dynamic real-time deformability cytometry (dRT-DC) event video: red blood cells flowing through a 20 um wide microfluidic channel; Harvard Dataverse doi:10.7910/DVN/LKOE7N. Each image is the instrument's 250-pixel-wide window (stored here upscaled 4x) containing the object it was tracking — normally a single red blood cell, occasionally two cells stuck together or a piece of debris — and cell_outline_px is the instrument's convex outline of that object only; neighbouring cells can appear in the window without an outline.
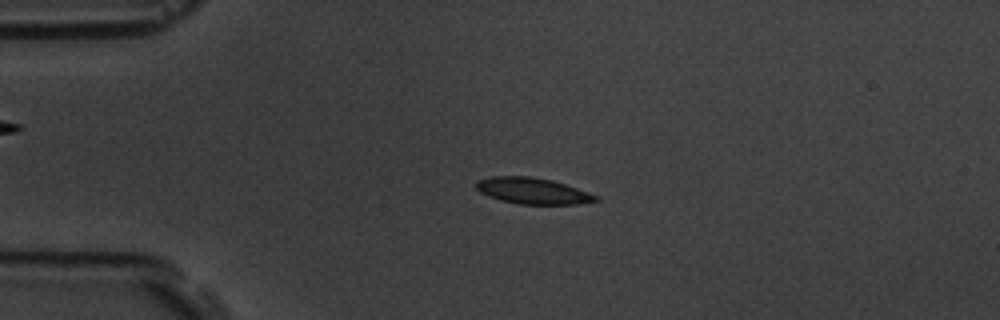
{"species": "common noctule bat (a hibernating species)", "species_latin": "Nyctalus noctula", "temperature_condition": "room temperature", "stored_images_in_passage": 4, "camera_frame_rate_fps": 3000, "um_per_image_px": 0.085, "animal": {"sex": "male", "body_mass_g": 19.5, "forearm_length_mm": 54.6}, "frame": {"image": 1, "passage_image": 3, "time_ms": 2.333, "image_size_px": [1000, 320], "cell_outline_px": [[600, 200], [576, 204], [520, 204], [500, 200], [488, 196], [480, 192], [476, 188], [476, 180], [492, 176], [532, 176], [552, 180], [600, 196]], "centroid_in_image_um": [45.26, 16.22], "position_along_channel_um": 39.7, "area_um2": 18.26}}